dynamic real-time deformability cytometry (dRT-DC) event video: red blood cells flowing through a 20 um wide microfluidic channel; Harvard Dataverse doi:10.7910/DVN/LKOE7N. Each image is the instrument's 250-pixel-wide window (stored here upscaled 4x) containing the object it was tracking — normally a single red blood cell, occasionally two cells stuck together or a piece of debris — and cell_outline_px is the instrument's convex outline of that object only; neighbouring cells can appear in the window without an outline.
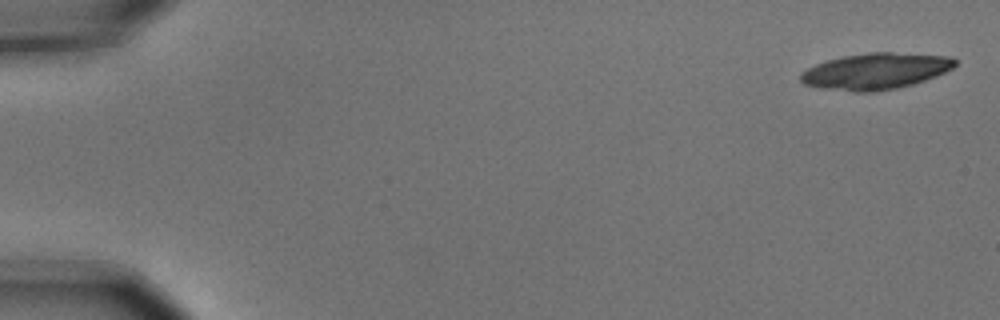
{"species": "common noctule bat (a hibernating species)", "species_latin": "Nyctalus noctula", "temperature_condition": "cold", "stored_images_in_passage": 4, "camera_frame_rate_fps": 3000, "um_per_image_px": 0.085, "animal": {"sex": "male", "body_mass_g": 15.6}, "frame": {"image": 1, "passage_image": 1, "time_ms": 0.0, "image_size_px": [1000, 320], "cell_outline_px": [[956, 64], [952, 68], [936, 76], [912, 84], [896, 88], [872, 92], [856, 92], [820, 88], [804, 84], [800, 80], [800, 72], [816, 64], [828, 60], [844, 56], [868, 52], [892, 52], [952, 56], [956, 60]], "centroid_in_image_um": [74.42, 6.05], "position_along_channel_um": 10.6, "area_um2": 32.6}}